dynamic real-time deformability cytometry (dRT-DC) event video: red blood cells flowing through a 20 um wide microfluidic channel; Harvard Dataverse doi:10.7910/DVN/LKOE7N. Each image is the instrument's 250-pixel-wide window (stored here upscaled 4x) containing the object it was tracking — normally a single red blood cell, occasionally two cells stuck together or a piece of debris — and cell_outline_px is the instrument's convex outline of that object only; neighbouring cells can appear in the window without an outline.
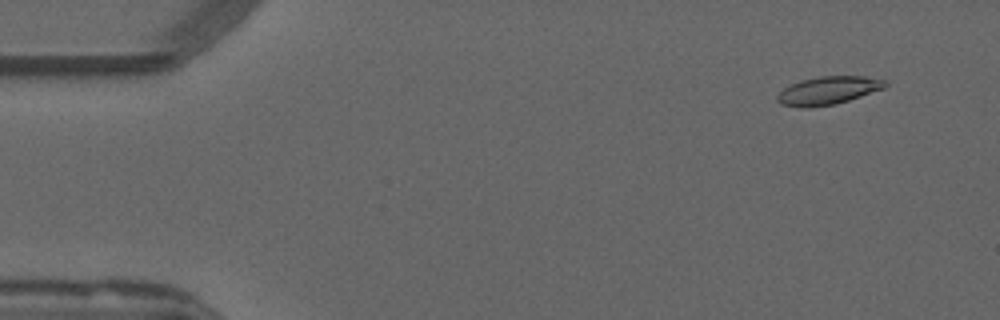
{"species": "common noctule bat (a hibernating species)", "species_latin": "Nyctalus noctula", "temperature_condition": "warm", "stored_images_in_passage": 53, "camera_frame_rate_fps": 3000, "um_per_image_px": 0.085, "animal": {"sex": "male", "forearm_length_mm": 52.5}, "frame": {"image": 1, "passage_image": 4, "time_ms": 1.0, "image_size_px": [1000, 320], "cell_outline_px": [[888, 84], [884, 88], [836, 104], [808, 108], [800, 108], [780, 104], [776, 100], [776, 96], [784, 88], [800, 80], [820, 76], [864, 76], [884, 80]], "centroid_in_image_um": [70.35, 7.7], "position_along_channel_um": 14.7, "area_um2": 17.63}}
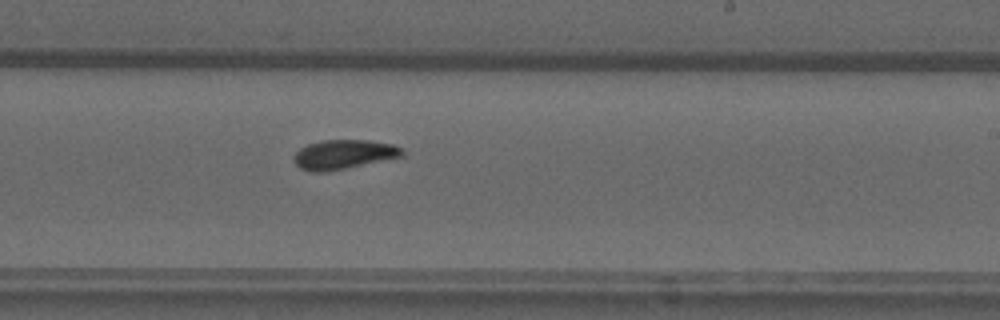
{"frame": {"image": 2, "passage_image": 32, "time_ms": 10.333, "image_size_px": [1000, 320], "cell_outline_px": [[404, 156], [324, 172], [312, 172], [300, 168], [296, 164], [292, 156], [300, 148], [308, 144], [324, 140], [368, 140], [392, 144], [404, 148]], "centroid_in_image_um": [29.21, 13.12], "position_along_channel_um": 259.8, "area_um2": 18.44}}
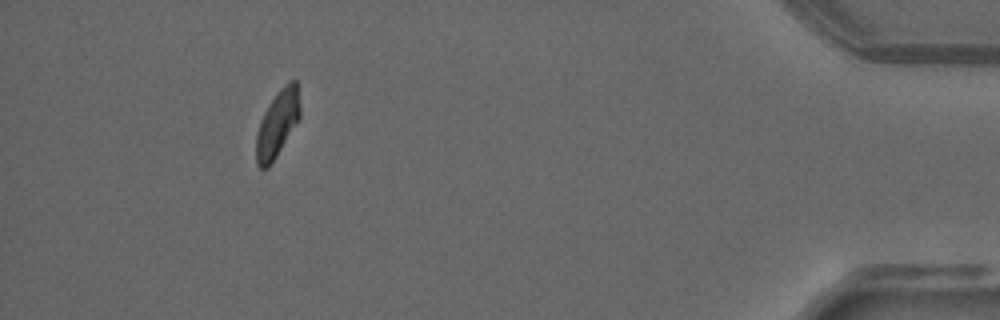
{"frame": {"image": 3, "passage_image": 49, "time_ms": 16.0, "image_size_px": [1000, 320], "cell_outline_px": [[300, 116], [276, 156], [268, 168], [260, 168], [256, 164], [256, 132], [260, 120], [268, 104], [280, 88], [288, 80], [296, 80], [300, 104]], "centroid_in_image_um": [23.56, 10.49], "position_along_channel_um": 411.6, "area_um2": 16.88}, "authors_computed_cell_mechanics": {"area_um2": 17.7446, "velocity_mm_per_s": 3.8147, "shape_relaxation_time_tau1_ms": 4.7574, "shape_relaxation_time_tau2_ms": 1.7297, "deformation_change_tau1": 0.1398, "deformation_change_tau2": 0.0599}}